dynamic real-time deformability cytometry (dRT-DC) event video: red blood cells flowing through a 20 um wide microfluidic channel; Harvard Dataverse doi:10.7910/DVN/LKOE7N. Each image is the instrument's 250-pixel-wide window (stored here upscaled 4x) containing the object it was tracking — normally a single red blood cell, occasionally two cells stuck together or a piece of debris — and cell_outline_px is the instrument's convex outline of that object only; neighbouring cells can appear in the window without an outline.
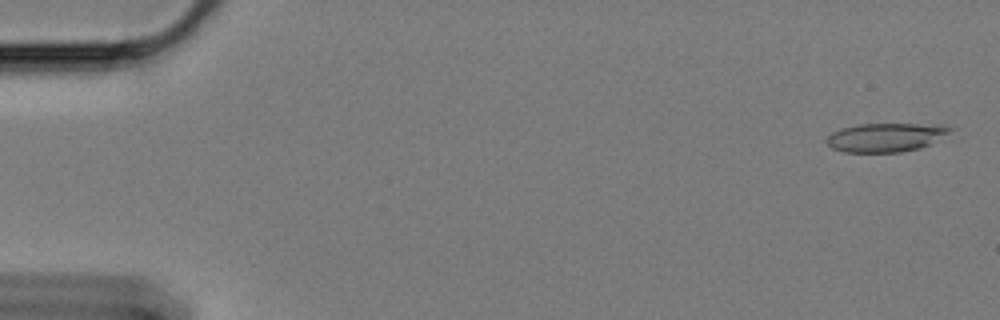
{"species": "Egyptian fruit bat (a non-hibernating species)", "species_latin": "Rousettus aegyptiacus", "temperature_condition": "cold", "stored_images_in_passage": 16, "camera_frame_rate_fps": 3000, "um_per_image_px": 0.085, "animal": {"sex": "female"}, "frame": {"image": 1, "passage_image": 2, "time_ms": 0.333, "image_size_px": [1000, 320], "cell_outline_px": [[952, 128], [948, 132], [928, 144], [920, 148], [900, 152], [844, 152], [832, 148], [824, 140], [832, 132], [840, 128], [860, 124], [940, 124]], "centroid_in_image_um": [75.21, 11.67], "position_along_channel_um": 9.8, "area_um2": 20.46}}
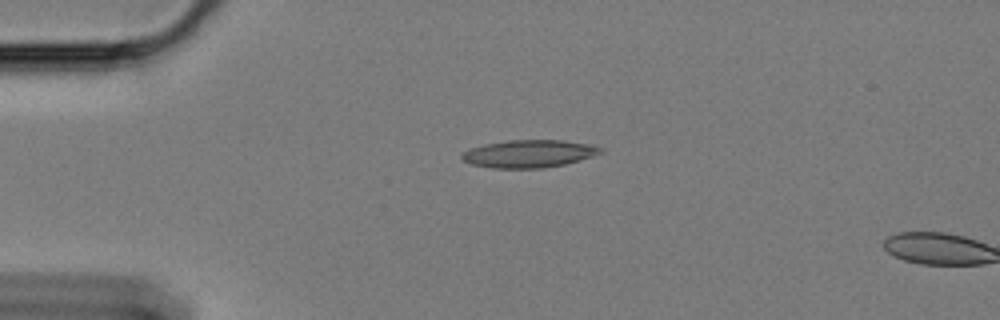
{"frame": {"image": 2, "passage_image": 14, "time_ms": 4.333, "image_size_px": [1000, 320], "cell_outline_px": [[604, 152], [592, 156], [564, 164], [544, 168], [492, 168], [472, 164], [464, 160], [460, 156], [464, 152], [472, 148], [484, 144], [508, 140], [564, 140], [588, 144], [604, 148]], "centroid_in_image_um": [44.98, 13.06], "position_along_channel_um": 40.0, "area_um2": 22.2}}